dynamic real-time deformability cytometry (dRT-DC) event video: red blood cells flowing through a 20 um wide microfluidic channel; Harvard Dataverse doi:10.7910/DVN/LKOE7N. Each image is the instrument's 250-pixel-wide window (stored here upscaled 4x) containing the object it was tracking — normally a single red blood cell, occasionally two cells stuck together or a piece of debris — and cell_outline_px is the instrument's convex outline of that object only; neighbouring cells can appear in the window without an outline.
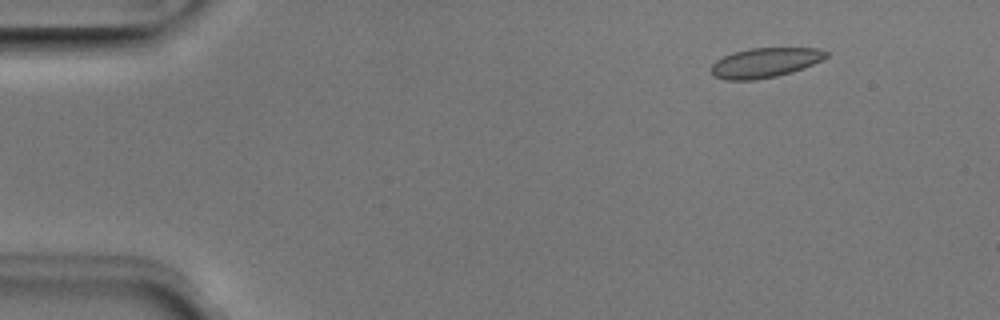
{"species": "Egyptian fruit bat (a non-hibernating species)", "species_latin": "Rousettus aegyptiacus", "temperature_condition": "room temperature", "stored_images_in_passage": 13, "camera_frame_rate_fps": 3000, "um_per_image_px": 0.085, "animal": {"sex": "male"}, "frame": {"image": 1, "passage_image": 6, "time_ms": 1.667, "image_size_px": [1000, 320], "cell_outline_px": [[828, 56], [804, 68], [792, 72], [776, 76], [756, 80], [724, 80], [712, 76], [712, 64], [716, 60], [732, 52], [752, 48], [816, 48], [828, 52]], "centroid_in_image_um": [64.99, 5.33], "position_along_channel_um": 20.0, "area_um2": 19.88}}